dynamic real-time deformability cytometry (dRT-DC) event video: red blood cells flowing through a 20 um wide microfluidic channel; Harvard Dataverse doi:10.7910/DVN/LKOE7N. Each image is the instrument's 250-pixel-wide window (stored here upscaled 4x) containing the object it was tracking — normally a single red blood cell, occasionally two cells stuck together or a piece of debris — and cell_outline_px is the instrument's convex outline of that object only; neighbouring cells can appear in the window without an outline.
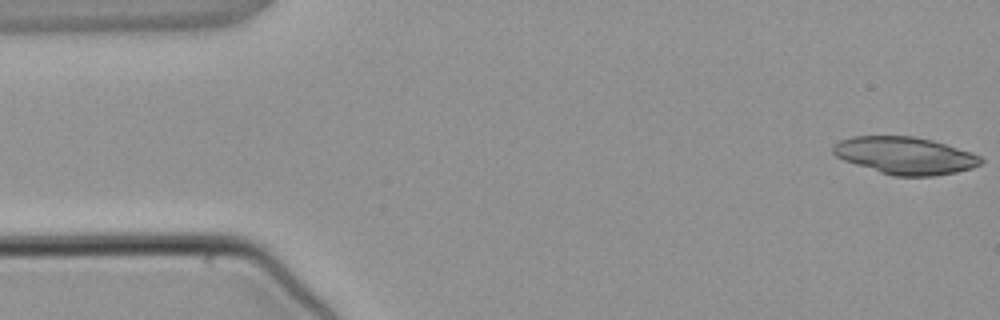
{"species": "common noctule bat (a hibernating species)", "species_latin": "Nyctalus noctula", "temperature_condition": "warm", "stored_images_in_passage": 4, "camera_frame_rate_fps": 3000, "um_per_image_px": 0.085, "animal": {"sex": "male", "body_mass_g": 21.5, "forearm_length_mm": 52.0}, "frame": {"image": 1, "passage_image": 1, "time_ms": 0.0, "image_size_px": [1000, 320], "cell_outline_px": [[984, 160], [980, 164], [972, 168], [956, 172], [936, 176], [892, 176], [844, 160], [836, 156], [832, 152], [832, 144], [840, 140], [852, 136], [912, 136], [932, 140], [972, 152], [980, 156]], "centroid_in_image_um": [76.93, 13.22], "position_along_channel_um": 8.1, "area_um2": 32.14}}